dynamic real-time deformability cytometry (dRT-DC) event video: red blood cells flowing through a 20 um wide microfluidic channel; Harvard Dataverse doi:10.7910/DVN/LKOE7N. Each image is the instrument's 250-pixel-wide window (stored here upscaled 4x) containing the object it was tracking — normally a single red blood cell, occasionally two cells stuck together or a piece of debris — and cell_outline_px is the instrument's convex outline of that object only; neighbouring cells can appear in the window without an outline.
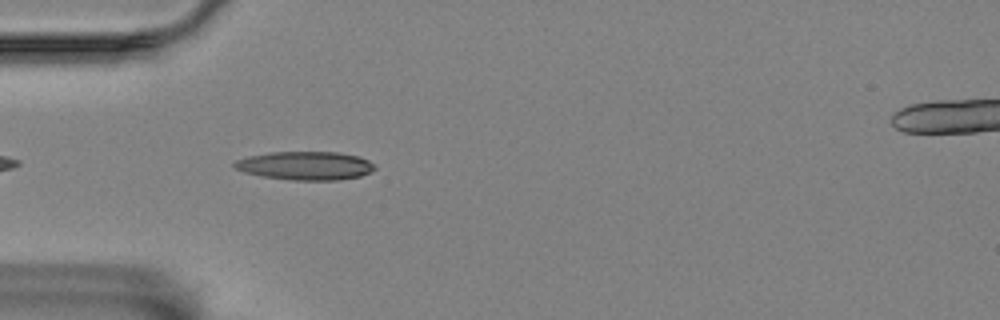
{"species": "Egyptian fruit bat (a non-hibernating species)", "species_latin": "Rousettus aegyptiacus", "temperature_condition": "room temperature", "stored_images_in_passage": 19, "camera_frame_rate_fps": 3000, "um_per_image_px": 0.085, "animal": {"sex": "female"}, "frame": {"image": 1, "passage_image": 4, "time_ms": 1.0, "image_size_px": [1000, 320], "cell_outline_px": [[376, 168], [360, 176], [336, 180], [292, 180], [260, 176], [244, 172], [236, 168], [232, 164], [236, 160], [248, 156], [272, 152], [340, 152], [360, 156], [376, 164]], "centroid_in_image_um": [25.97, 14.08], "position_along_channel_um": 59.0, "area_um2": 23.35}}
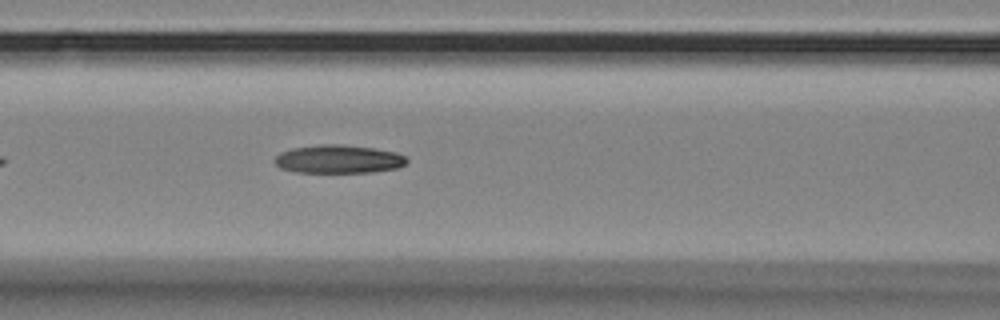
{"frame": {"image": 2, "passage_image": 11, "time_ms": 3.333, "image_size_px": [1000, 320], "cell_outline_px": [[408, 160], [404, 164], [396, 168], [372, 172], [296, 172], [280, 168], [272, 160], [280, 152], [292, 148], [324, 144], [340, 144], [372, 148], [396, 152], [404, 156]], "centroid_in_image_um": [28.73, 13.52], "position_along_channel_um": 137.9, "area_um2": 21.68}}